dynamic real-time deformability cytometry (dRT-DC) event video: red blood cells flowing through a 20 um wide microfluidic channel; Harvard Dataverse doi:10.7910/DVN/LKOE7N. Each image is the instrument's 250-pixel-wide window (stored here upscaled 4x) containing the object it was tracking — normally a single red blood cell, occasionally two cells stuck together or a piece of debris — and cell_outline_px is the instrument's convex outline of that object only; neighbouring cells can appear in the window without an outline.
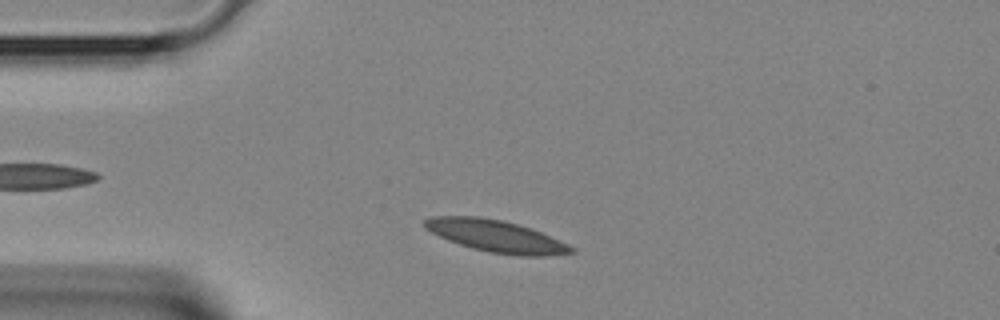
{"species": "Egyptian fruit bat (a non-hibernating species)", "species_latin": "Rousettus aegyptiacus", "temperature_condition": "room temperature", "stored_images_in_passage": 4, "camera_frame_rate_fps": 3000, "um_per_image_px": 0.085, "animal": {"sex": "female"}, "frame": {"image": 1, "passage_image": 4, "time_ms": 1.0, "image_size_px": [1000, 320], "cell_outline_px": [[576, 252], [544, 256], [520, 256], [488, 252], [472, 248], [448, 240], [424, 228], [424, 220], [432, 216], [480, 216], [500, 220], [532, 228], [568, 244], [576, 248]], "centroid_in_image_um": [42.18, 20.07], "position_along_channel_um": 42.8, "area_um2": 27.22}}